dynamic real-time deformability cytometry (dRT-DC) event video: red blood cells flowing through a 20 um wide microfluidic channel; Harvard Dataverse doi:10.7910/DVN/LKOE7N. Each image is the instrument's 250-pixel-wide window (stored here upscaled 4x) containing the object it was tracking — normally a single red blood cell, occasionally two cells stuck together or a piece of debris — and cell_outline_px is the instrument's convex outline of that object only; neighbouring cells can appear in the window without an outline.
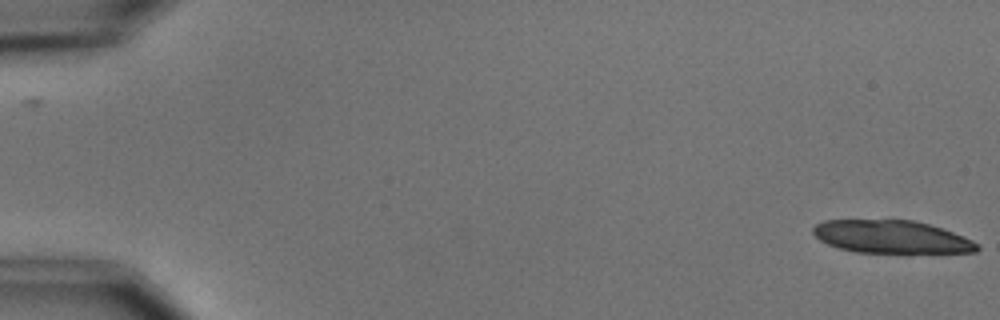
{"species": "common noctule bat (a hibernating species)", "species_latin": "Nyctalus noctula", "temperature_condition": "cold", "stored_images_in_passage": 2, "camera_frame_rate_fps": 3000, "um_per_image_px": 0.085, "animal": {"sex": "male", "body_mass_g": 15.6}, "frame": {"image": 1, "passage_image": 2, "time_ms": 1.0, "image_size_px": [1000, 320], "cell_outline_px": [[980, 248], [976, 252], [908, 256], [904, 256], [856, 252], [840, 248], [828, 244], [820, 240], [812, 232], [812, 228], [816, 224], [824, 220], [912, 220], [928, 224], [952, 232], [972, 240]], "centroid_in_image_um": [75.83, 20.2], "position_along_channel_um": 9.2, "area_um2": 32.71}}